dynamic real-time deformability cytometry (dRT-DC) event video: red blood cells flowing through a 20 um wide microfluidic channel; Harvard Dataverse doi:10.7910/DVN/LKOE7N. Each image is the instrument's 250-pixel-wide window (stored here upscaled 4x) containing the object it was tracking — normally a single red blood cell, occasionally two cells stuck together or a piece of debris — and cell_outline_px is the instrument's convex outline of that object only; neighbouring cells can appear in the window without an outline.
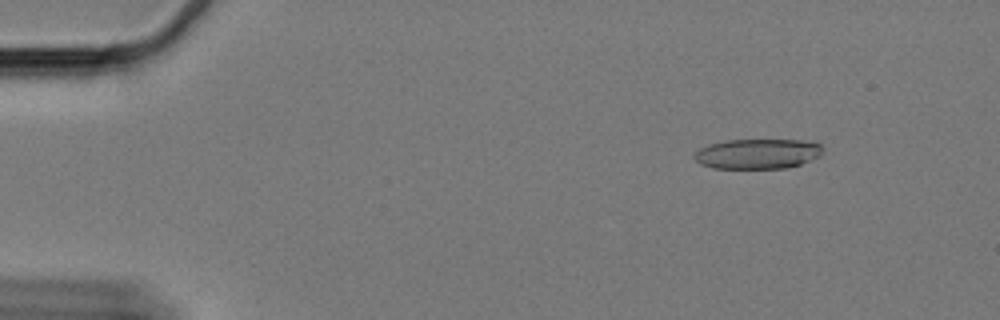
{"species": "Egyptian fruit bat (a non-hibernating species)", "species_latin": "Rousettus aegyptiacus", "temperature_condition": "cold", "stored_images_in_passage": 17, "camera_frame_rate_fps": 3000, "um_per_image_px": 0.085, "animal": {"sex": "female"}, "frame": {"image": 1, "passage_image": 8, "time_ms": 2.333, "image_size_px": [1000, 320], "cell_outline_px": [[820, 156], [812, 160], [800, 164], [784, 168], [712, 168], [700, 164], [696, 160], [696, 152], [700, 148], [712, 144], [728, 140], [800, 140], [820, 144]], "centroid_in_image_um": [64.39, 13.08], "position_along_channel_um": 20.6, "area_um2": 22.08}}